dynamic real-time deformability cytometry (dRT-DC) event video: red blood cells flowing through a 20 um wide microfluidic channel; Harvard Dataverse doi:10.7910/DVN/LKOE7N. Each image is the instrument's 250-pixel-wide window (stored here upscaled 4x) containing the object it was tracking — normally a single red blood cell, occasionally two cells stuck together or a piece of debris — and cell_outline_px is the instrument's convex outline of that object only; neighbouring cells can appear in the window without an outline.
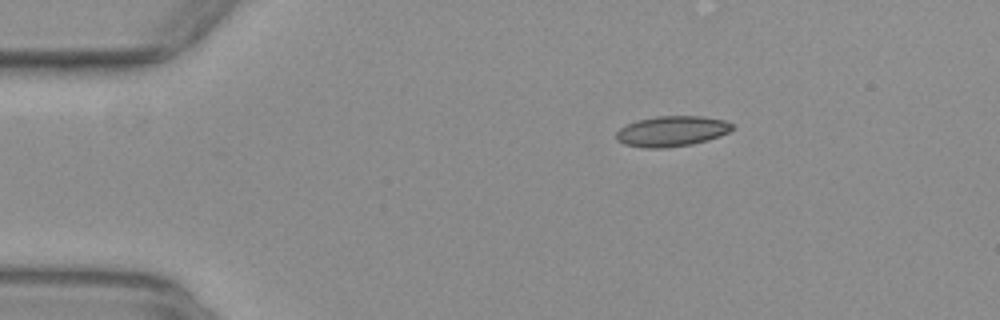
{"species": "common noctule bat (a hibernating species)", "species_latin": "Nyctalus noctula", "temperature_condition": "warm", "stored_images_in_passage": 27, "camera_frame_rate_fps": 3000, "um_per_image_px": 0.085, "animal": {"sex": "female", "body_mass_g": 29.2, "forearm_length_mm": 56.3}, "frame": {"image": 1, "passage_image": 1, "time_ms": 0.0, "image_size_px": [1000, 320], "cell_outline_px": [[736, 128], [720, 136], [708, 140], [692, 144], [664, 148], [644, 148], [624, 144], [616, 140], [616, 132], [620, 128], [636, 120], [656, 116], [704, 116], [724, 120], [736, 124]], "centroid_in_image_um": [57.14, 11.15], "position_along_channel_um": 27.9, "area_um2": 20.87}}
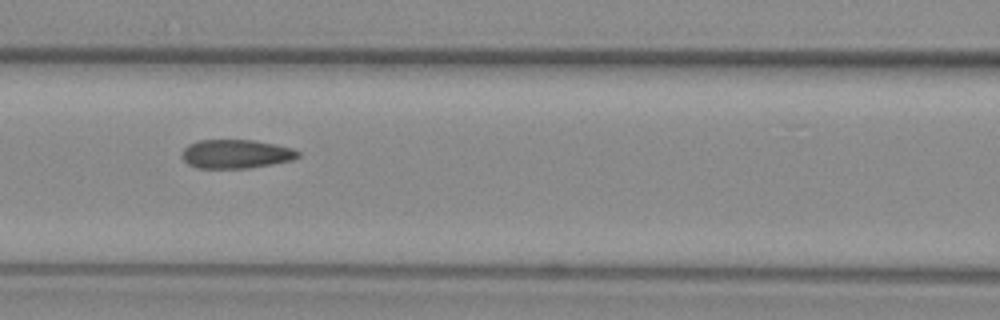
{"frame": {"image": 2, "passage_image": 15, "time_ms": 4.667, "image_size_px": [1000, 320], "cell_outline_px": [[300, 156], [292, 160], [272, 164], [248, 168], [200, 168], [188, 164], [184, 160], [184, 148], [188, 144], [196, 140], [252, 140], [292, 148], [300, 152]], "centroid_in_image_um": [20.07, 13.08], "position_along_channel_um": 146.5, "area_um2": 19.31}}
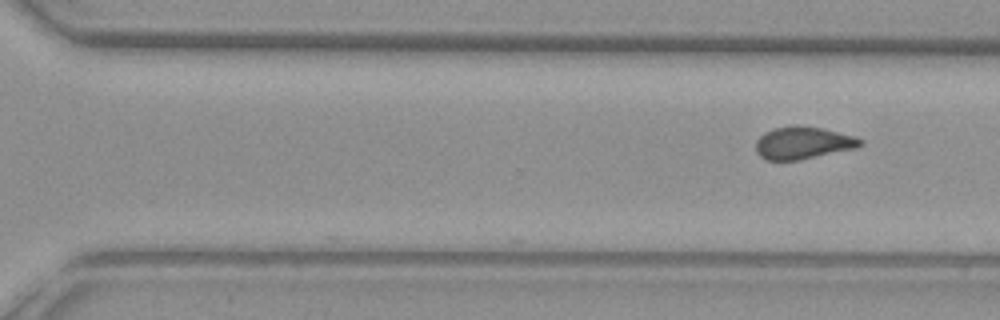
{"frame": {"image": 3, "passage_image": 27, "time_ms": 8.667, "image_size_px": [1000, 320], "cell_outline_px": [[864, 144], [860, 148], [800, 160], [764, 160], [756, 152], [756, 140], [764, 132], [776, 128], [796, 124], [824, 128], [856, 136], [864, 140]], "centroid_in_image_um": [68.32, 12.14], "position_along_channel_um": 302.3, "area_um2": 20.29}}